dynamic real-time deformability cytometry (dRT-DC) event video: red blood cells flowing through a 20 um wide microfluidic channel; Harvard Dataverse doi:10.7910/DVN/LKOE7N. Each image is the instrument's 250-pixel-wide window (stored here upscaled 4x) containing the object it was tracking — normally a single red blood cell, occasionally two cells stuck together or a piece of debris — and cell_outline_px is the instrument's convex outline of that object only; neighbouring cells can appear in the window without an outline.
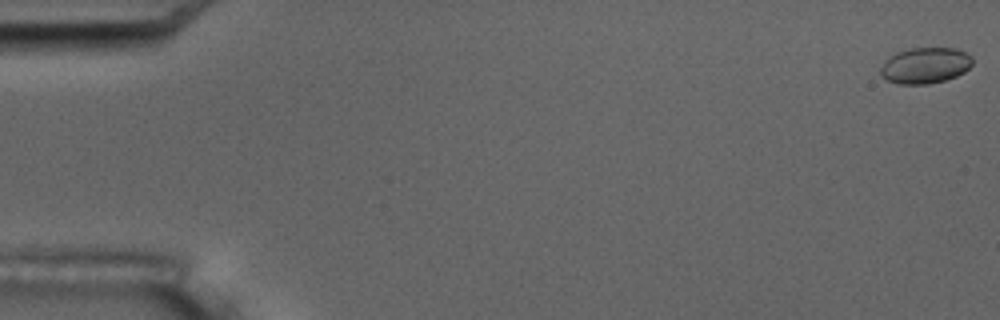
{"species": "common noctule bat (a hibernating species)", "species_latin": "Nyctalus noctula", "temperature_condition": "room temperature", "stored_images_in_passage": 7, "camera_frame_rate_fps": 3000, "um_per_image_px": 0.085, "animal": {"sex": "male", "body_mass_g": 17.5, "forearm_length_mm": 52.3}, "frame": {"image": 1, "passage_image": 1, "time_ms": 0.0, "image_size_px": [1000, 320], "cell_outline_px": [[972, 64], [964, 72], [956, 76], [944, 80], [928, 84], [900, 84], [888, 80], [880, 72], [880, 68], [888, 56], [896, 52], [912, 48], [956, 48], [972, 56]], "centroid_in_image_um": [78.64, 5.55], "position_along_channel_um": 6.4, "area_um2": 19.19}}
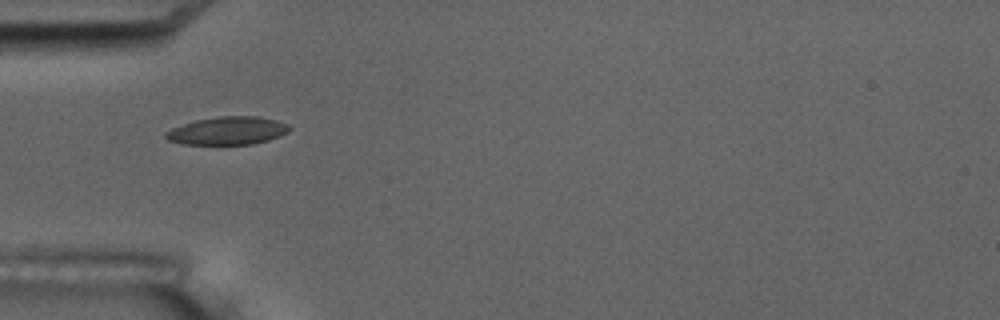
{"frame": {"image": 2, "passage_image": 6, "time_ms": 6.0, "image_size_px": [1000, 320], "cell_outline_px": [[292, 128], [288, 132], [280, 136], [268, 140], [252, 144], [184, 144], [168, 140], [164, 136], [164, 132], [172, 128], [196, 120], [220, 116], [256, 116], [276, 120], [288, 124]], "centroid_in_image_um": [19.36, 11.11], "position_along_channel_um": 65.6, "area_um2": 20.11}}